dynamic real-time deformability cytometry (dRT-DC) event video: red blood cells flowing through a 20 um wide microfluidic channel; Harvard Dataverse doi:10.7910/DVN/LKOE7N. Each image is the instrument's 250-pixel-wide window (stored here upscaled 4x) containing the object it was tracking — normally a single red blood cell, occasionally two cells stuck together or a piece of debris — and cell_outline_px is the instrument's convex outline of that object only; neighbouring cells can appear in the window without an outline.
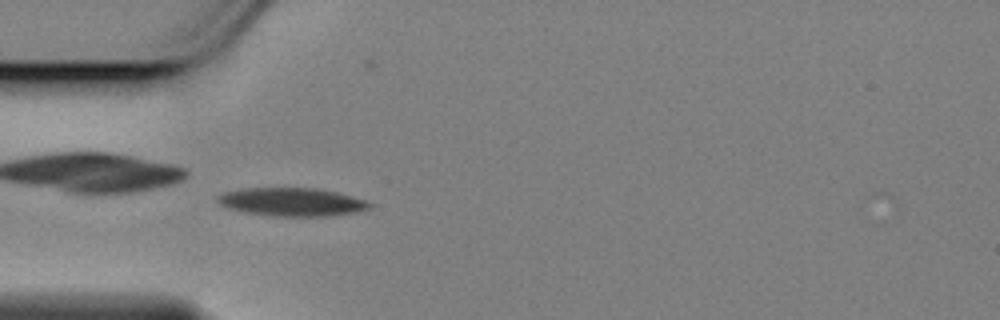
{"species": "Egyptian fruit bat (a non-hibernating species)", "species_latin": "Rousettus aegyptiacus", "temperature_condition": "cold", "stored_images_in_passage": 56, "camera_frame_rate_fps": 3000, "um_per_image_px": 0.085, "animal": {"sex": "female"}, "frame": {"image": 1, "passage_image": 15, "time_ms": 4.667, "image_size_px": [1000, 320], "cell_outline_px": [[376, 204], [372, 208], [356, 212], [328, 216], [276, 216], [248, 212], [228, 208], [220, 204], [216, 200], [216, 196], [224, 192], [248, 188], [316, 188], [336, 192], [368, 200]], "centroid_in_image_um": [24.88, 17.16], "position_along_channel_um": 60.1, "area_um2": 25.09}}
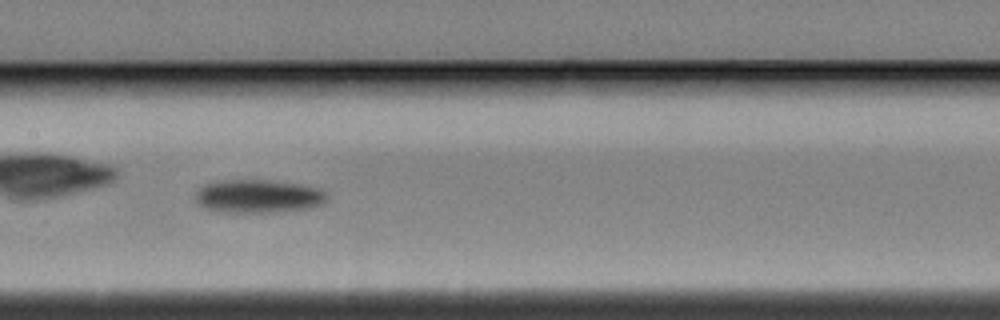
{"frame": {"image": 2, "passage_image": 26, "time_ms": 8.333, "image_size_px": [1000, 320], "cell_outline_px": [[328, 196], [320, 204], [308, 208], [276, 212], [216, 212], [204, 208], [196, 204], [196, 192], [204, 184], [232, 180], [264, 180], [292, 184], [312, 188], [324, 192]], "centroid_in_image_um": [21.84, 16.71], "position_along_channel_um": 185.6, "area_um2": 24.91}}
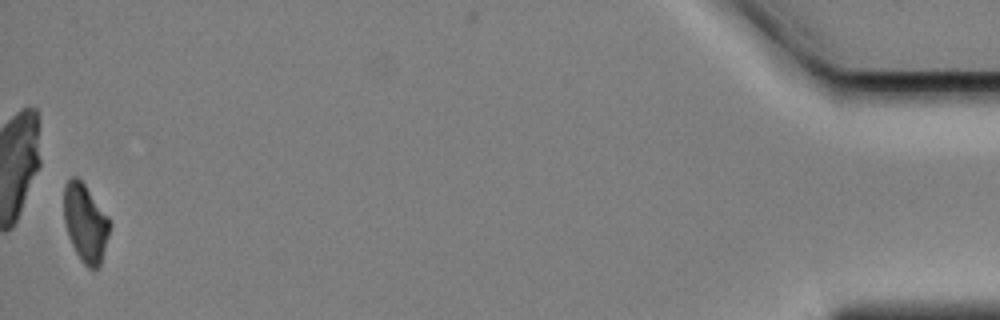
{"frame": {"image": 3, "passage_image": 55, "time_ms": 18.0, "image_size_px": [1000, 320], "cell_outline_px": [[112, 224], [100, 264], [96, 268], [88, 268], [80, 260], [68, 236], [64, 220], [64, 184], [72, 176], [76, 176], [84, 184], [108, 216]], "centroid_in_image_um": [7.26, 18.94], "position_along_channel_um": 427.9, "area_um2": 20.75}, "authors_computed_cell_mechanics": {"area_um2": 23.2645, "velocity_mm_per_s": 3.4501, "shape_relaxation_time_tau1_ms": 2.6488, "shape_relaxation_time_tau2_ms": null, "deformation_change_tau1": 0.1099, "deformation_change_tau2": null}}